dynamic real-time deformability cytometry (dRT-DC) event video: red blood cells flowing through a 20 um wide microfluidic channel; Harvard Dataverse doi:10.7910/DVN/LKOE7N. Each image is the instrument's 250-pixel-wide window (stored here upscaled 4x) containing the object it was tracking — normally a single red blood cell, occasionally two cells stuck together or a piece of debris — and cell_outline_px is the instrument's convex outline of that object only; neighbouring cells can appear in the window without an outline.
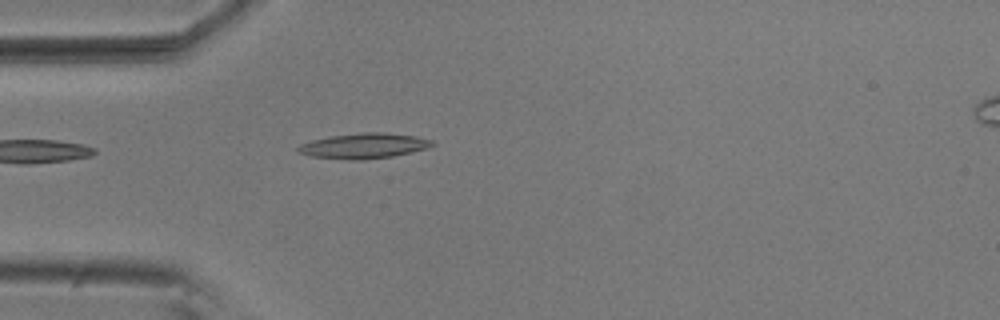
{"species": "common noctule bat (a hibernating species)", "species_latin": "Nyctalus noctula", "temperature_condition": "room temperature", "stored_images_in_passage": 5, "camera_frame_rate_fps": 3000, "um_per_image_px": 0.085, "animal": {"sex": "male", "body_mass_g": 20.5, "forearm_length_mm": 52.5}, "frame": {"image": 1, "passage_image": 5, "time_ms": 1.333, "image_size_px": [1000, 320], "cell_outline_px": [[436, 144], [428, 148], [412, 152], [392, 156], [364, 160], [352, 160], [312, 156], [296, 152], [296, 148], [300, 144], [312, 140], [328, 136], [364, 132], [384, 132], [416, 136], [432, 140]], "centroid_in_image_um": [30.93, 12.39], "position_along_channel_um": 54.1, "area_um2": 19.88}}